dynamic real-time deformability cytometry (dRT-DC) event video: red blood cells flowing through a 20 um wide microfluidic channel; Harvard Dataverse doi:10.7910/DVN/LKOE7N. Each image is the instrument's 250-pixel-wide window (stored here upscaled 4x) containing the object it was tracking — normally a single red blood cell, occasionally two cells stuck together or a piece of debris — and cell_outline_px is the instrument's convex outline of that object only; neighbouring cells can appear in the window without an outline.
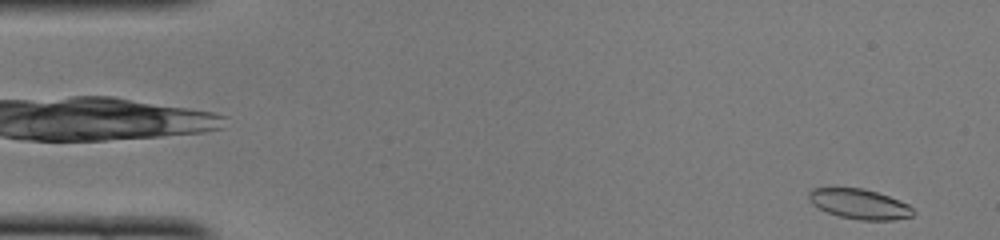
{"species": "common noctule bat (a hibernating species)", "species_latin": "Nyctalus noctula", "temperature_condition": "cold", "stored_images_in_passage": 47, "camera_frame_rate_fps": 3000, "um_per_image_px": 0.085, "animal": {"sex": "female", "body_mass_g": 22.0, "forearm_length_mm": 56.7}, "frame": {"image": 1, "passage_image": 1, "time_ms": 0.0, "image_size_px": [1000, 240], "cell_outline_px": [[916, 212], [912, 216], [892, 220], [860, 220], [840, 216], [828, 212], [812, 204], [808, 200], [808, 192], [812, 188], [836, 184], [864, 188], [888, 196], [908, 204]], "centroid_in_image_um": [72.97, 17.28], "position_along_channel_um": 12.0, "area_um2": 18.9}}
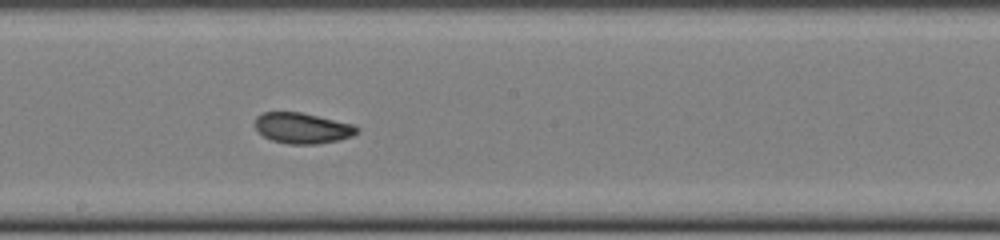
{"frame": {"image": 2, "passage_image": 25, "time_ms": 8.0, "image_size_px": [1000, 240], "cell_outline_px": [[360, 132], [352, 136], [340, 140], [316, 144], [288, 144], [272, 140], [264, 136], [256, 128], [256, 116], [264, 112], [300, 112], [352, 124], [360, 128]], "centroid_in_image_um": [25.73, 10.9], "position_along_channel_um": 222.5, "area_um2": 18.15}}
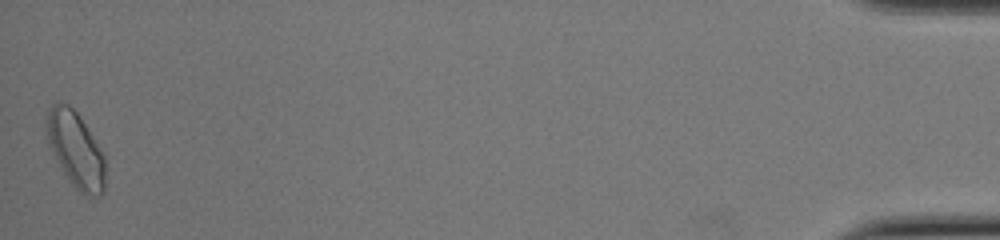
{"frame": {"image": 3, "passage_image": 47, "time_ms": 15.333, "image_size_px": [1000, 240], "cell_outline_px": [[104, 192], [100, 196], [88, 196], [80, 192], [72, 184], [64, 172], [48, 140], [44, 120], [52, 104], [56, 100], [60, 100], [68, 104], [76, 112], [84, 124], [104, 156]], "centroid_in_image_um": [6.41, 12.69], "position_along_channel_um": 428.8, "area_um2": 25.26}, "authors_computed_cell_mechanics": {"area_um2": 18.7272, "velocity_mm_per_s": 4.0902, "shape_relaxation_time_tau1_ms": 4.5093, "shape_relaxation_time_tau2_ms": 1.6658, "deformation_change_tau1": 0.1421, "deformation_change_tau2": 0.0671}}